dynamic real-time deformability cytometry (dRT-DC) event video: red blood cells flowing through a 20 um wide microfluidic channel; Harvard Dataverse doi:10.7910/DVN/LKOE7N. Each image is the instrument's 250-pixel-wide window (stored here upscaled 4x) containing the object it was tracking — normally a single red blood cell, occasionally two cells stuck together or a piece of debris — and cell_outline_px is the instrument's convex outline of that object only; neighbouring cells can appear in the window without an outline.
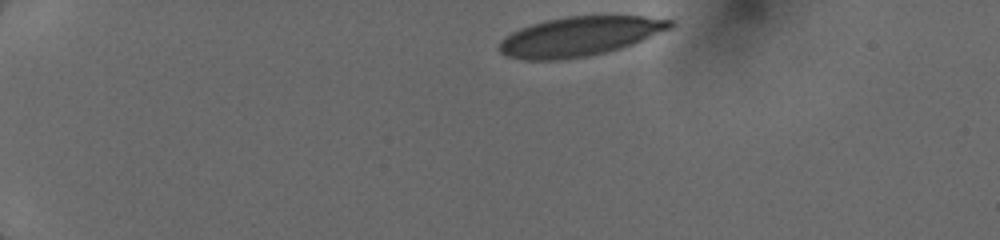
{"species": "human", "species_latin": "Homo sapiens", "temperature_condition": "cold", "stored_images_in_passage": 44, "camera_frame_rate_fps": 3000, "um_per_image_px": 0.085, "donor": {"sex": "female"}, "frame": {"image": 1, "passage_image": 1, "time_ms": 0.0, "image_size_px": [1000, 240], "cell_outline_px": [[672, 28], [632, 44], [620, 48], [588, 56], [560, 60], [524, 60], [504, 56], [496, 48], [500, 40], [504, 36], [520, 28], [532, 24], [548, 20], [568, 16], [644, 16], [672, 20]], "centroid_in_image_um": [49.2, 3.1], "position_along_channel_um": 35.8, "area_um2": 39.25}}
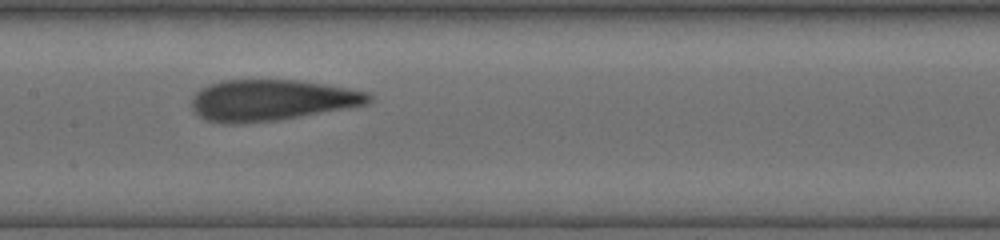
{"frame": {"image": 2, "passage_image": 17, "time_ms": 5.667, "image_size_px": [1000, 240], "cell_outline_px": [[372, 100], [368, 104], [348, 108], [276, 120], [240, 124], [224, 124], [208, 120], [200, 116], [192, 108], [192, 96], [200, 88], [208, 84], [220, 80], [300, 80], [348, 88], [368, 92], [372, 96]], "centroid_in_image_um": [23.07, 8.51], "position_along_channel_um": 184.3, "area_um2": 42.54}}
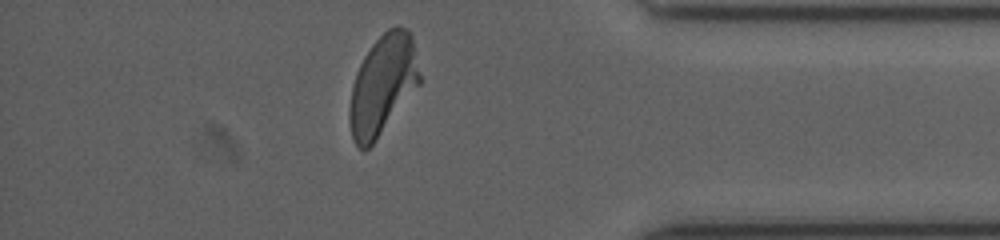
{"frame": {"image": 3, "passage_image": 39, "time_ms": 11.333, "image_size_px": [1000, 240], "cell_outline_px": [[420, 84], [372, 144], [368, 148], [360, 148], [352, 140], [348, 116], [348, 112], [352, 84], [356, 72], [364, 56], [372, 44], [388, 28], [396, 24], [408, 28], [412, 36], [420, 76]], "centroid_in_image_um": [32.51, 7.18], "position_along_channel_um": 402.7, "area_um2": 40.58}}